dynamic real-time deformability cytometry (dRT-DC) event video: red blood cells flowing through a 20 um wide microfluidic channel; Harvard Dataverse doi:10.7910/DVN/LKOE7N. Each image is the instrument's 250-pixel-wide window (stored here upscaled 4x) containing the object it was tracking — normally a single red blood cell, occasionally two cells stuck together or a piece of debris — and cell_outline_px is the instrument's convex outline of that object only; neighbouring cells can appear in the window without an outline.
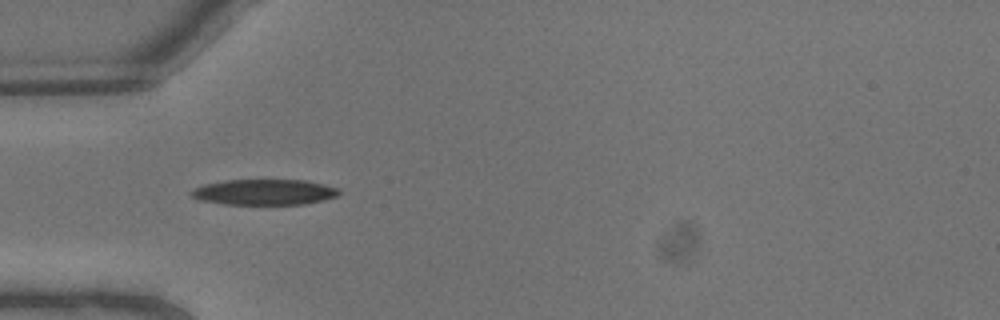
{"species": "common noctule bat (a hibernating species)", "species_latin": "Nyctalus noctula", "temperature_condition": "warm", "stored_images_in_passage": 4, "camera_frame_rate_fps": 3000, "um_per_image_px": 0.085, "animal": {"sex": "male", "body_mass_g": 13.3}, "frame": {"image": 1, "passage_image": 3, "time_ms": 0.667, "image_size_px": [1000, 320], "cell_outline_px": [[340, 192], [336, 196], [324, 200], [304, 204], [224, 204], [200, 200], [192, 196], [188, 192], [192, 188], [204, 184], [224, 180], [308, 180], [324, 184], [336, 188]], "centroid_in_image_um": [22.42, 16.32], "position_along_channel_um": 62.6, "area_um2": 22.14}}
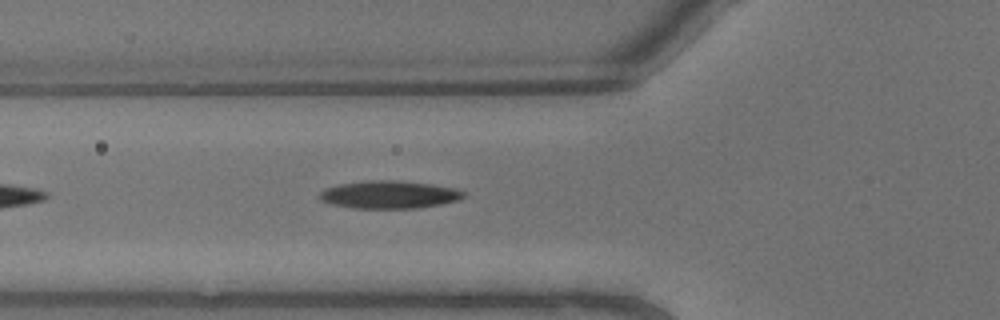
{"frame": {"image": 2, "passage_image": 4, "time_ms": 1.0, "image_size_px": [1000, 320], "cell_outline_px": [[464, 196], [460, 200], [440, 204], [416, 208], [356, 208], [328, 204], [320, 200], [320, 192], [324, 188], [340, 184], [368, 180], [392, 180], [432, 184], [456, 188], [464, 192]], "centroid_in_image_um": [33.06, 16.54], "position_along_channel_um": 92.7, "area_um2": 23.29}}